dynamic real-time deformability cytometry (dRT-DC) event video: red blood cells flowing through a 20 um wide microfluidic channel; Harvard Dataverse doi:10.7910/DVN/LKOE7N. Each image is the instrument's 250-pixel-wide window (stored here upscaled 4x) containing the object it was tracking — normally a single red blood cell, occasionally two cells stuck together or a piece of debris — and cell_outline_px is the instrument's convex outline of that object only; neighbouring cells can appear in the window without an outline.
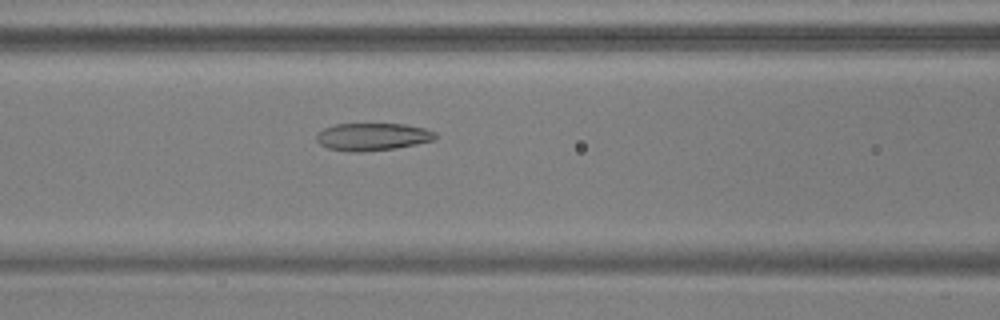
{"species": "common noctule bat (a hibernating species)", "species_latin": "Nyctalus noctula", "temperature_condition": "warm", "stored_images_in_passage": 39, "camera_frame_rate_fps": 3000, "um_per_image_px": 0.085, "animal": {"sex": "male", "body_mass_g": 17.9, "forearm_length_mm": 54.2}, "frame": {"image": 1, "passage_image": 8, "time_ms": 2.333, "image_size_px": [1000, 320], "cell_outline_px": [[436, 136], [432, 140], [416, 144], [392, 148], [360, 152], [348, 152], [328, 148], [320, 144], [316, 140], [316, 136], [324, 128], [336, 124], [404, 124], [424, 128], [436, 132]], "centroid_in_image_um": [31.64, 11.62], "position_along_channel_um": 135.0, "area_um2": 18.84}}
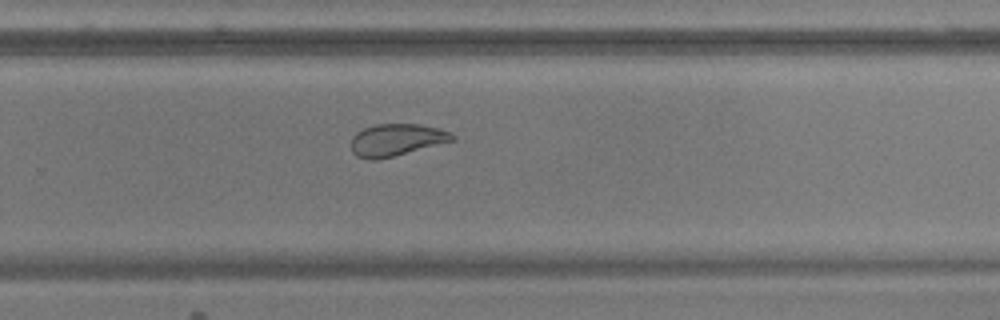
{"frame": {"image": 2, "passage_image": 21, "time_ms": 6.667, "image_size_px": [1000, 320], "cell_outline_px": [[456, 140], [376, 160], [368, 160], [356, 156], [352, 152], [352, 136], [356, 132], [364, 128], [376, 124], [420, 124], [436, 128], [448, 132], [456, 136]], "centroid_in_image_um": [33.67, 11.89], "position_along_channel_um": 296.1, "area_um2": 18.79}}
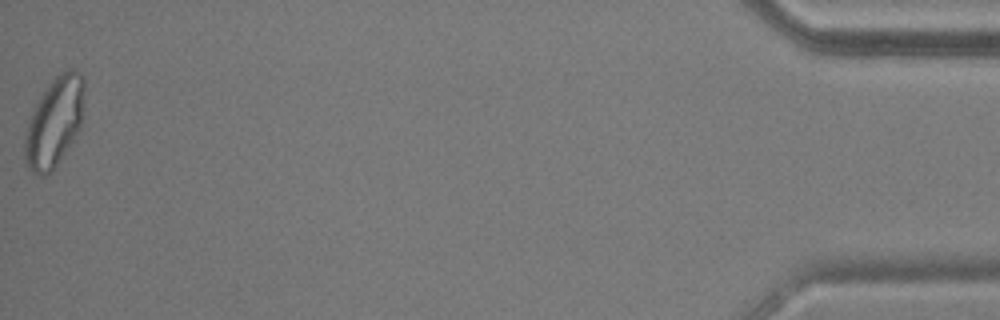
{"frame": {"image": 3, "passage_image": 39, "time_ms": 12.667, "image_size_px": [1000, 320], "cell_outline_px": [[84, 88], [80, 132], [52, 172], [44, 176], [40, 176], [32, 172], [24, 164], [24, 136], [28, 120], [32, 108], [40, 96], [52, 80], [60, 72], [68, 68], [72, 68], [80, 72], [84, 76]], "centroid_in_image_um": [4.61, 10.4], "position_along_channel_um": 430.6, "area_um2": 31.73}, "authors_computed_cell_mechanics": {"area_um2": 19.7098, "velocity_mm_per_s": 3.7265, "shape_relaxation_time_tau1_ms": null, "shape_relaxation_time_tau2_ms": 1.2541, "deformation_change_tau1": null, "deformation_change_tau2": 0.0698}}